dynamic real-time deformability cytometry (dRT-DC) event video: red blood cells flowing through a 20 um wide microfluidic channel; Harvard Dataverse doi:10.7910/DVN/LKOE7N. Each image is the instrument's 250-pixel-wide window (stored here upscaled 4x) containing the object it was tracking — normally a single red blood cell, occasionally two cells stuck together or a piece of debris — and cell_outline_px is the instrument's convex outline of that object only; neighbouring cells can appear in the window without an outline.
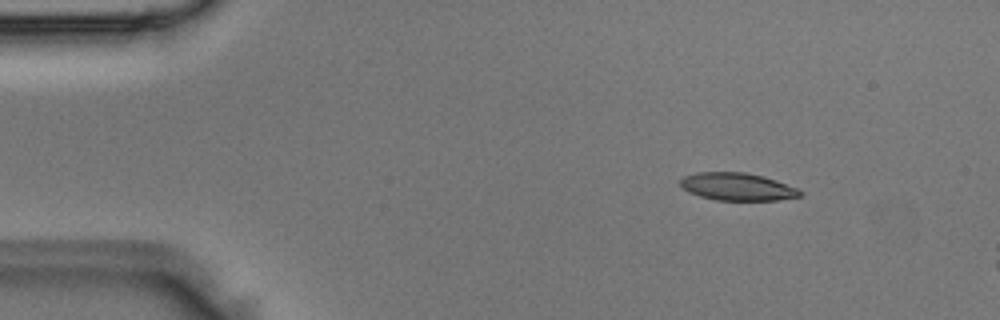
{"species": "Egyptian fruit bat (a non-hibernating species)", "species_latin": "Rousettus aegyptiacus", "temperature_condition": "room temperature", "stored_images_in_passage": 3, "camera_frame_rate_fps": 3000, "um_per_image_px": 0.085, "animal": {"sex": "male"}, "frame": {"image": 1, "passage_image": 2, "time_ms": 0.333, "image_size_px": [1000, 320], "cell_outline_px": [[804, 192], [800, 196], [776, 200], [716, 200], [700, 196], [688, 192], [680, 184], [680, 180], [684, 176], [696, 172], [744, 172], [764, 176], [776, 180], [796, 188]], "centroid_in_image_um": [62.66, 15.86], "position_along_channel_um": 22.3, "area_um2": 19.19}}